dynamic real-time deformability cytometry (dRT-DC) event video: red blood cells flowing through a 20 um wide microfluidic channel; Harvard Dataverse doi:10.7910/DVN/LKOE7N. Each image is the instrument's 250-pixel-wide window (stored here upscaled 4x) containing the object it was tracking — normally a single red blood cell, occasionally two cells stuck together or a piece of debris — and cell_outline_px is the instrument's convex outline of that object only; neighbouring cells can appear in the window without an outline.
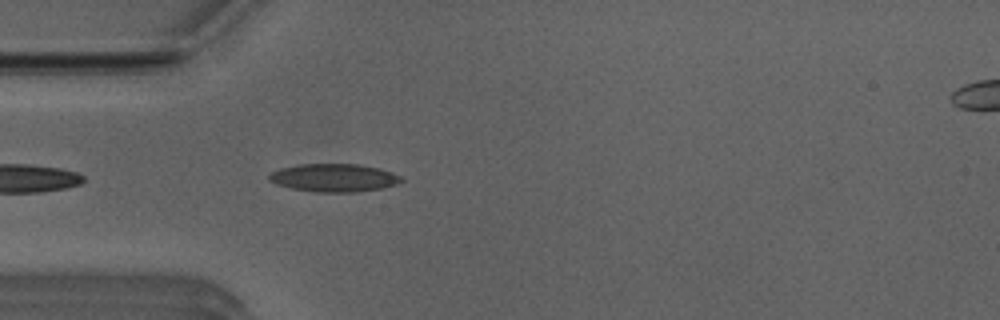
{"species": "Egyptian fruit bat (a non-hibernating species)", "species_latin": "Rousettus aegyptiacus", "temperature_condition": "room temperature", "stored_images_in_passage": 36, "camera_frame_rate_fps": 3000, "um_per_image_px": 0.085, "animal": {"sex": "male"}, "frame": {"image": 1, "passage_image": 3, "time_ms": 0.667, "image_size_px": [1000, 320], "cell_outline_px": [[404, 180], [396, 184], [380, 188], [356, 192], [316, 192], [292, 188], [276, 184], [268, 180], [268, 176], [272, 172], [280, 168], [300, 164], [360, 164], [380, 168], [392, 172], [400, 176]], "centroid_in_image_um": [28.38, 15.1], "position_along_channel_um": 56.6, "area_um2": 21.56}}
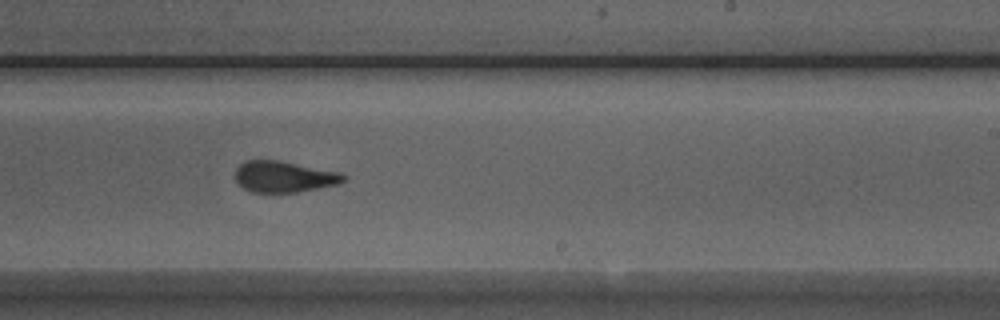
{"frame": {"image": 2, "passage_image": 19, "time_ms": 6.0, "image_size_px": [1000, 320], "cell_outline_px": [[348, 176], [340, 184], [296, 192], [252, 192], [244, 188], [236, 180], [236, 168], [244, 160], [276, 160], [340, 172]], "centroid_in_image_um": [24.15, 15.02], "position_along_channel_um": 264.8, "area_um2": 19.54}}
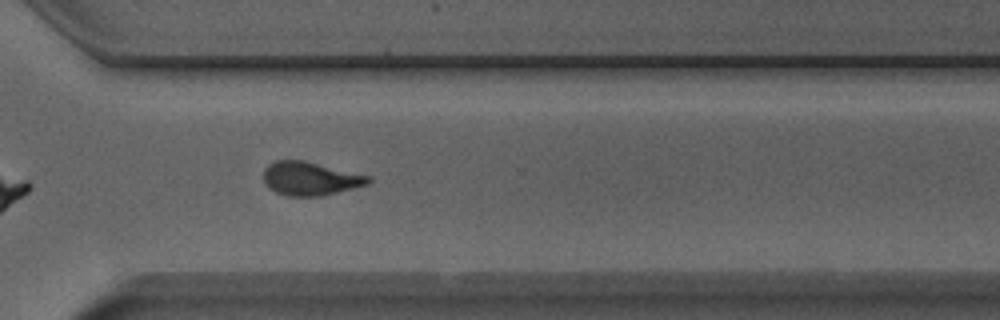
{"frame": {"image": 3, "passage_image": 25, "time_ms": 8.0, "image_size_px": [1000, 320], "cell_outline_px": [[372, 180], [368, 184], [320, 196], [288, 196], [276, 192], [268, 188], [264, 180], [264, 168], [268, 164], [276, 160], [304, 160], [372, 176]], "centroid_in_image_um": [26.37, 15.17], "position_along_channel_um": 344.2, "area_um2": 20.52}, "authors_computed_cell_mechanics": {"area_um2": 20.2878, "velocity_mm_per_s": 3.9686, "shape_relaxation_time_tau1_ms": 7.309, "shape_relaxation_time_tau2_ms": 1.4179, "deformation_change_tau1": 0.1971, "deformation_change_tau2": 0.0859}}